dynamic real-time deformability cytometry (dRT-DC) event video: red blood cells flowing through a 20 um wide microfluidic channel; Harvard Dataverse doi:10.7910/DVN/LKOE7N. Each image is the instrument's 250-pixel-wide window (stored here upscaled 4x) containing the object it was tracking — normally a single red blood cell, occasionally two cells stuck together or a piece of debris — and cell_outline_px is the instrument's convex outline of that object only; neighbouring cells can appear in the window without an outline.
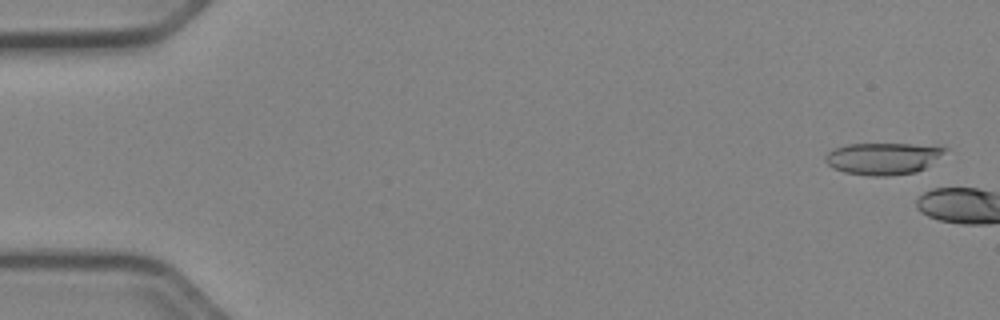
{"species": "Egyptian fruit bat (a non-hibernating species)", "species_latin": "Rousettus aegyptiacus", "temperature_condition": "cold", "stored_images_in_passage": 3, "camera_frame_rate_fps": 3000, "um_per_image_px": 0.085, "animal": {"sex": "female"}, "frame": {"image": 1, "passage_image": 1, "time_ms": 0.0, "image_size_px": [1000, 320], "cell_outline_px": [[948, 148], [944, 152], [924, 168], [916, 172], [888, 176], [872, 176], [844, 172], [832, 168], [824, 160], [824, 156], [832, 148], [848, 144], [912, 144]], "centroid_in_image_um": [74.97, 13.47], "position_along_channel_um": 10.0, "area_um2": 22.02}}